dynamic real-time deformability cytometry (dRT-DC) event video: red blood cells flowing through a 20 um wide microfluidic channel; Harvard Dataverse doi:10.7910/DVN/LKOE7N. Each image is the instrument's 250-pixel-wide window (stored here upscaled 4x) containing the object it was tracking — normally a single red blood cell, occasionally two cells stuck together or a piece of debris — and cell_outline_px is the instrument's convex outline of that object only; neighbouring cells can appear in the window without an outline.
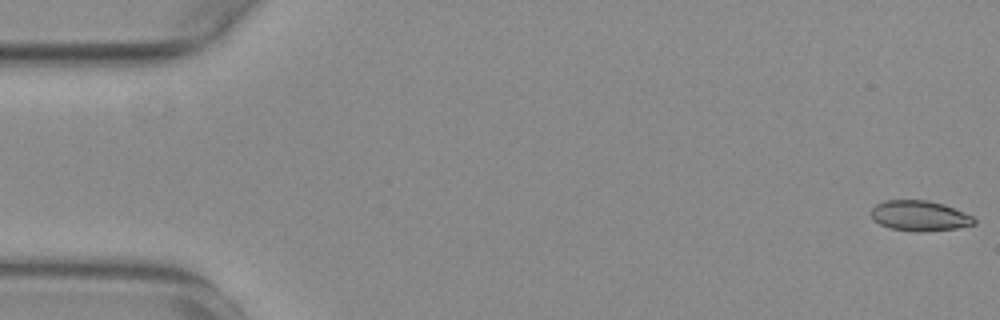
{"species": "common noctule bat (a hibernating species)", "species_latin": "Nyctalus noctula", "temperature_condition": "warm", "stored_images_in_passage": 55, "camera_frame_rate_fps": 3000, "um_per_image_px": 0.085, "animal": {"sex": "female", "body_mass_g": 29.2, "forearm_length_mm": 56.3}, "frame": {"image": 1, "passage_image": 1, "time_ms": 0.0, "image_size_px": [1000, 320], "cell_outline_px": [[976, 224], [956, 228], [920, 232], [916, 232], [892, 228], [880, 224], [872, 216], [872, 208], [876, 204], [888, 200], [928, 200], [944, 204], [964, 212], [972, 216], [976, 220]], "centroid_in_image_um": [78.2, 18.34], "position_along_channel_um": 6.8, "area_um2": 18.03}}
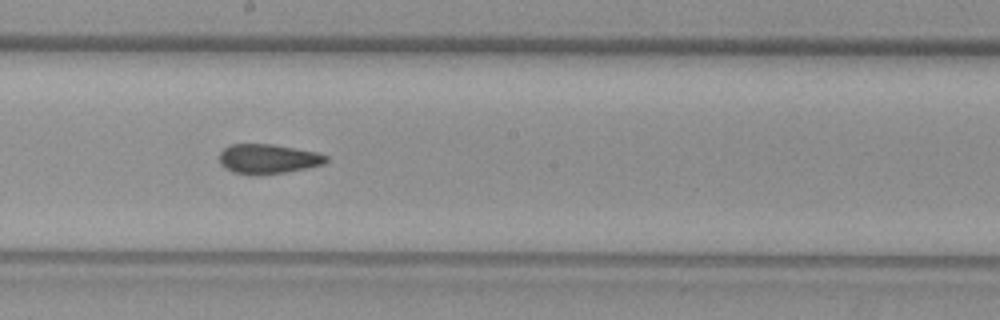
{"frame": {"image": 2, "passage_image": 30, "time_ms": 9.667, "image_size_px": [1000, 320], "cell_outline_px": [[328, 160], [324, 164], [308, 168], [288, 172], [256, 176], [252, 176], [232, 172], [224, 168], [220, 164], [220, 152], [224, 148], [232, 144], [272, 144], [316, 152], [328, 156]], "centroid_in_image_um": [22.77, 13.53], "position_along_channel_um": 225.4, "area_um2": 18.73}}
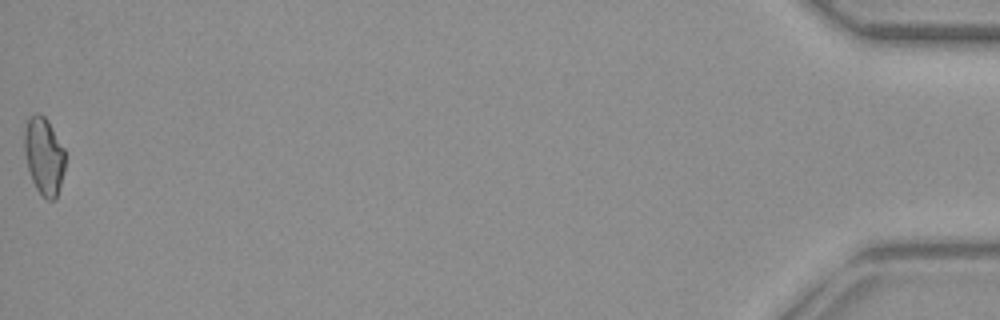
{"frame": {"image": 3, "passage_image": 55, "time_ms": 18.0, "image_size_px": [1000, 320], "cell_outline_px": [[64, 172], [56, 200], [48, 200], [36, 188], [32, 180], [28, 168], [24, 152], [24, 132], [28, 120], [36, 112], [40, 112], [48, 120], [64, 148]], "centroid_in_image_um": [3.74, 13.25], "position_along_channel_um": 431.5, "area_um2": 18.32}, "authors_computed_cell_mechanics": {"area_um2": 18.6116, "velocity_mm_per_s": 3.7708, "shape_relaxation_time_tau1_ms": null, "shape_relaxation_time_tau2_ms": 2.6163, "deformation_change_tau1": null, "deformation_change_tau2": 0.0804}}